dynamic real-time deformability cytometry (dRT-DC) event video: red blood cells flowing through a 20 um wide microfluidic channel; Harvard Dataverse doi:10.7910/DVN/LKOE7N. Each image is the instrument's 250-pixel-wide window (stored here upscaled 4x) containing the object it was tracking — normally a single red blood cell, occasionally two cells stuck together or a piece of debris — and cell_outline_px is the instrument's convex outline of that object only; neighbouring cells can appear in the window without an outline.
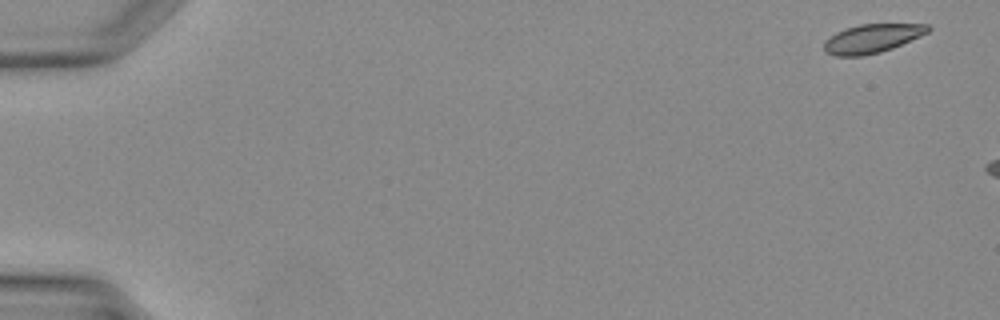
{"species": "Egyptian fruit bat (a non-hibernating species)", "species_latin": "Rousettus aegyptiacus", "temperature_condition": "warm", "stored_images_in_passage": 6, "camera_frame_rate_fps": 3000, "um_per_image_px": 0.085, "animal": {"sex": "female"}, "frame": {"image": 1, "passage_image": 1, "time_ms": 0.0, "image_size_px": [1000, 320], "cell_outline_px": [[932, 28], [928, 32], [920, 36], [892, 48], [880, 52], [860, 56], [836, 56], [824, 52], [824, 40], [836, 32], [844, 28], [860, 24], [928, 24]], "centroid_in_image_um": [74.1, 3.27], "position_along_channel_um": 10.9, "area_um2": 17.46}}